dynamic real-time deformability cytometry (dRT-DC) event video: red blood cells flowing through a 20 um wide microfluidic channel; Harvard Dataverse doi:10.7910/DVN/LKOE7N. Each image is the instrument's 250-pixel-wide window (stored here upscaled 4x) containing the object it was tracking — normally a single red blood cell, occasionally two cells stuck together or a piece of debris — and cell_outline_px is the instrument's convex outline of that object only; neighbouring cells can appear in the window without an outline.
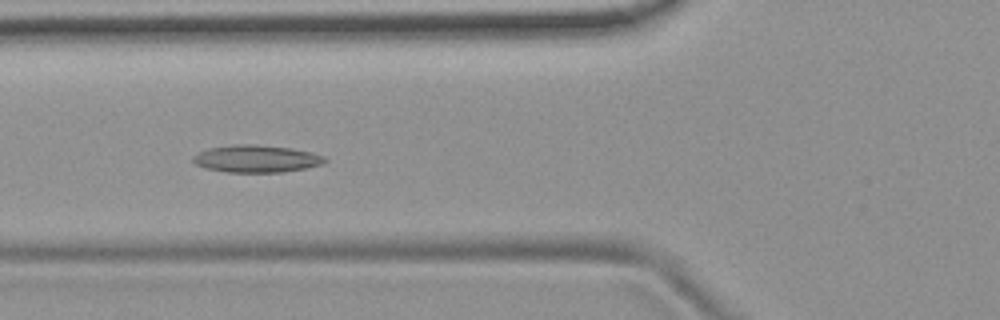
{"species": "common noctule bat (a hibernating species)", "species_latin": "Nyctalus noctula", "temperature_condition": "room temperature", "stored_images_in_passage": 55, "camera_frame_rate_fps": 3000, "um_per_image_px": 0.085, "animal": {"sex": "female", "body_mass_g": 19.9}, "frame": {"image": 1, "passage_image": 20, "time_ms": 6.333, "image_size_px": [1000, 320], "cell_outline_px": [[328, 160], [324, 164], [284, 172], [224, 172], [204, 168], [196, 164], [192, 160], [192, 156], [208, 148], [236, 144], [256, 144], [292, 148], [312, 152], [324, 156]], "centroid_in_image_um": [21.8, 13.49], "position_along_channel_um": 104.0, "area_um2": 21.15}}
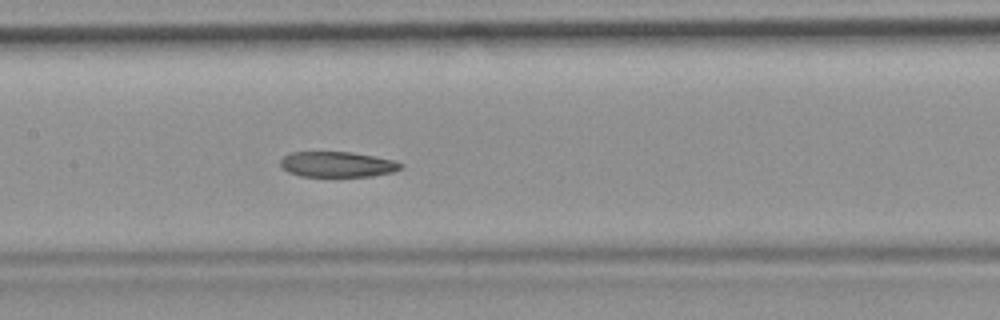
{"frame": {"image": 2, "passage_image": 26, "time_ms": 8.333, "image_size_px": [1000, 320], "cell_outline_px": [[404, 168], [396, 172], [372, 176], [300, 176], [288, 172], [280, 164], [280, 160], [288, 152], [352, 152], [396, 160], [404, 164]], "centroid_in_image_um": [28.74, 13.97], "position_along_channel_um": 178.7, "area_um2": 18.09}}
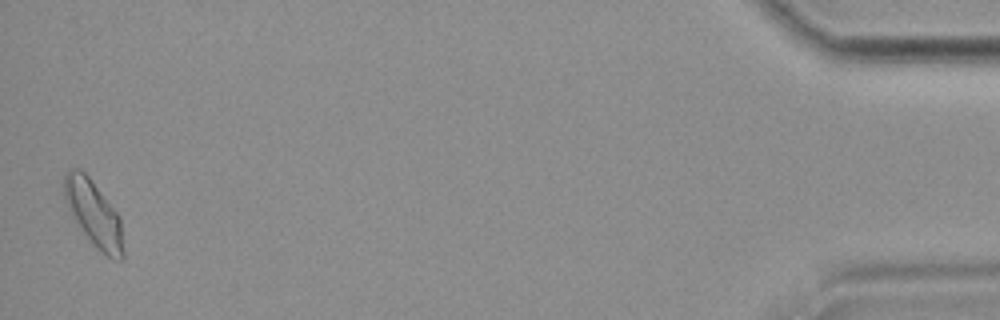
{"frame": {"image": 3, "passage_image": 53, "time_ms": 17.333, "image_size_px": [1000, 320], "cell_outline_px": [[124, 260], [120, 260], [108, 256], [100, 252], [84, 232], [72, 216], [68, 208], [60, 184], [64, 172], [72, 168], [80, 168], [88, 176], [120, 216], [124, 252]], "centroid_in_image_um": [7.93, 18.1], "position_along_channel_um": 427.3, "area_um2": 22.72}, "authors_computed_cell_mechanics": {"area_um2": 20.1722, "velocity_mm_per_s": 3.7403, "shape_relaxation_time_tau1_ms": null, "shape_relaxation_time_tau2_ms": 7.2611, "deformation_change_tau1": null, "deformation_change_tau2": 0.1485}}